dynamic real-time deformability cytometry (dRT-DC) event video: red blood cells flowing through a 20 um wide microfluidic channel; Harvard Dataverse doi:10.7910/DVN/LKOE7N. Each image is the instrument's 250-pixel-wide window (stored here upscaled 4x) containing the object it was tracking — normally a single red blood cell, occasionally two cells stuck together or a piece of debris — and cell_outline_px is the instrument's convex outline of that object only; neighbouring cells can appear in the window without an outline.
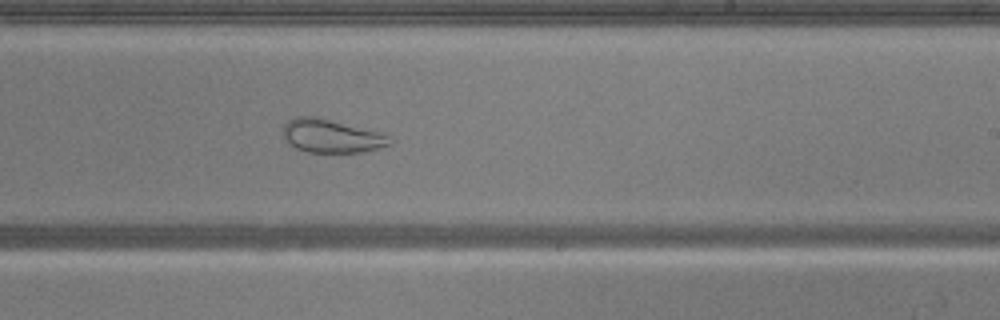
{"species": "common noctule bat (a hibernating species)", "species_latin": "Nyctalus noctula", "temperature_condition": "warm", "stored_images_in_passage": 51, "camera_frame_rate_fps": 3000, "um_per_image_px": 0.085, "animal": {"sex": "male", "body_mass_g": 20.5, "forearm_length_mm": 52.5}, "frame": {"image": 1, "passage_image": 30, "time_ms": 9.667, "image_size_px": [1000, 320], "cell_outline_px": [[392, 140], [388, 144], [364, 152], [308, 152], [296, 148], [284, 136], [284, 124], [292, 116], [316, 116], [384, 132]], "centroid_in_image_um": [28.19, 11.53], "position_along_channel_um": 260.8, "area_um2": 20.75}}
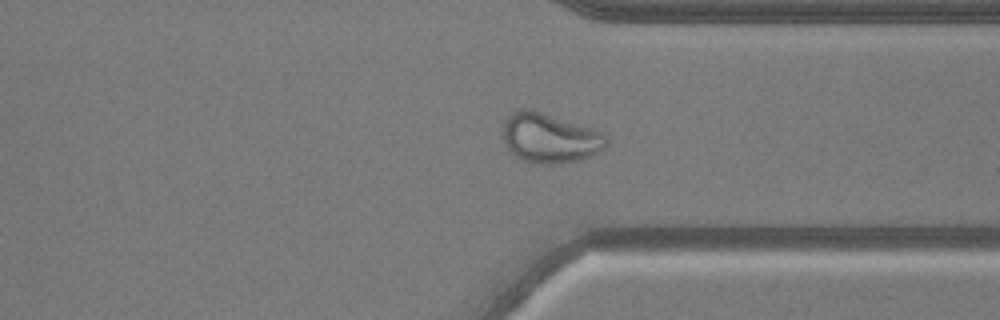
{"frame": {"image": 2, "passage_image": 38, "time_ms": 12.333, "image_size_px": [1000, 320], "cell_outline_px": [[608, 144], [600, 152], [580, 160], [552, 164], [544, 164], [524, 160], [516, 156], [508, 148], [504, 140], [500, 128], [504, 120], [512, 112], [524, 108], [540, 112], [592, 128], [608, 136]], "centroid_in_image_um": [46.73, 11.73], "position_along_channel_um": 364.7, "area_um2": 29.82}}
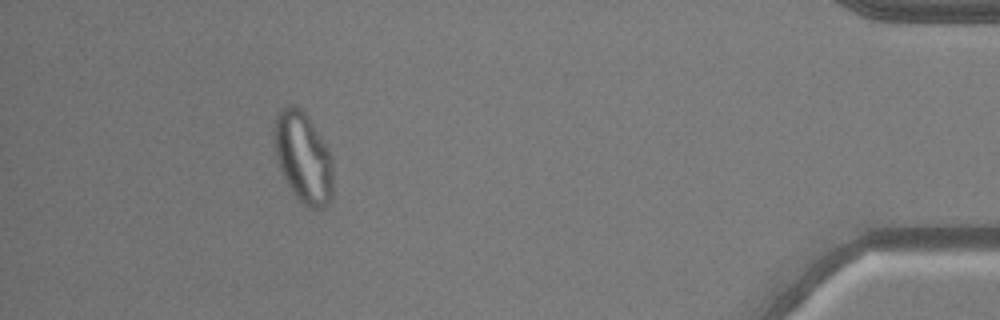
{"frame": {"image": 3, "passage_image": 46, "time_ms": 15.0, "image_size_px": [1000, 320], "cell_outline_px": [[332, 200], [320, 212], [308, 208], [292, 192], [280, 168], [276, 156], [276, 116], [288, 104], [296, 104], [304, 112], [328, 148], [332, 156]], "centroid_in_image_um": [25.82, 13.46], "position_along_channel_um": 409.4, "area_um2": 30.75}}